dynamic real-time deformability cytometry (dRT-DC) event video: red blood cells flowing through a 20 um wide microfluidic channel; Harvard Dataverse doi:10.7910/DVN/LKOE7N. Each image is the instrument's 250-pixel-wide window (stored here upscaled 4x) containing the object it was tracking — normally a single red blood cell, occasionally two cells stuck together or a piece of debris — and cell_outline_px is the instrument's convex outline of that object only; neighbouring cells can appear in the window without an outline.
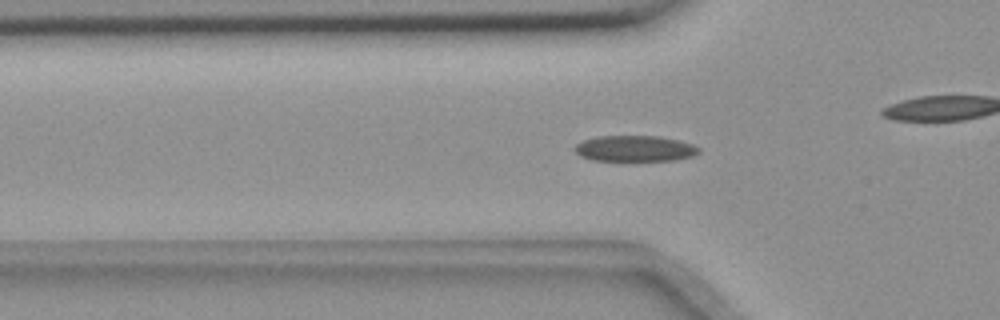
{"species": "common noctule bat (a hibernating species)", "species_latin": "Nyctalus noctula", "temperature_condition": "room temperature", "stored_images_in_passage": 55, "camera_frame_rate_fps": 3000, "um_per_image_px": 0.085, "animal": {"sex": "female", "body_mass_g": 18.4}, "frame": {"image": 1, "passage_image": 17, "time_ms": 5.333, "image_size_px": [1000, 320], "cell_outline_px": [[700, 152], [692, 156], [676, 160], [592, 160], [580, 156], [572, 148], [576, 144], [584, 140], [600, 136], [660, 136], [680, 140], [692, 144], [700, 148]], "centroid_in_image_um": [53.97, 12.62], "position_along_channel_um": 71.8, "area_um2": 18.73}}
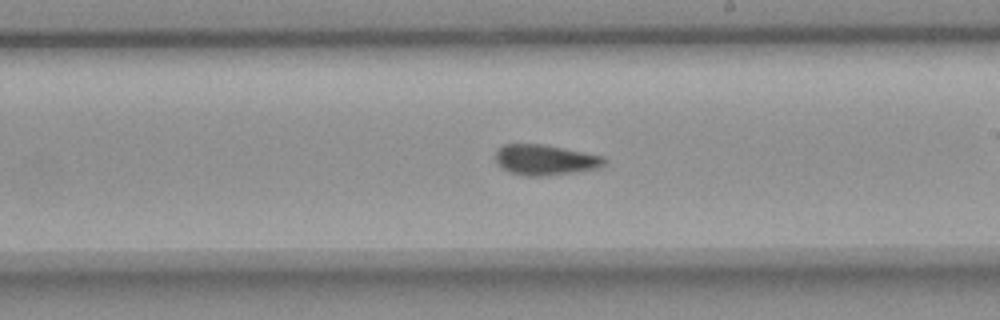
{"frame": {"image": 2, "passage_image": 31, "time_ms": 10.0, "image_size_px": [1000, 320], "cell_outline_px": [[608, 160], [604, 164], [596, 168], [572, 172], [544, 176], [524, 176], [508, 172], [500, 168], [496, 164], [496, 148], [504, 144], [544, 144], [604, 156]], "centroid_in_image_um": [46.28, 13.58], "position_along_channel_um": 242.7, "area_um2": 19.48}}
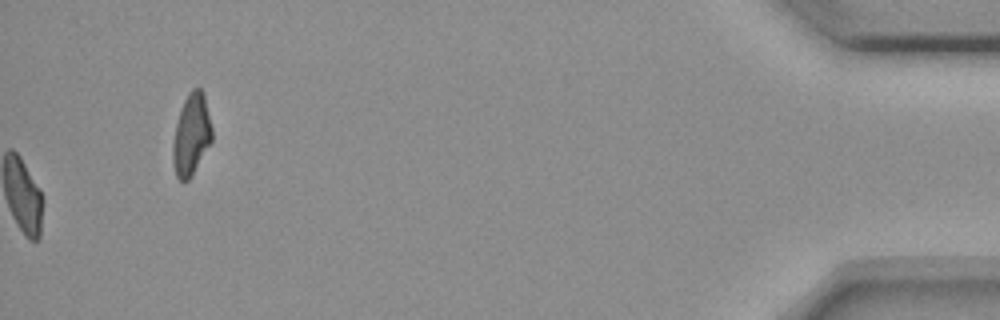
{"frame": {"image": 3, "passage_image": 55, "time_ms": 18.0, "image_size_px": [1000, 320], "cell_outline_px": [[212, 140], [188, 180], [180, 180], [176, 176], [172, 160], [172, 144], [176, 124], [180, 108], [188, 92], [192, 88], [200, 88], [204, 92], [212, 128]], "centroid_in_image_um": [16.25, 11.39], "position_along_channel_um": 418.9, "area_um2": 18.5}, "authors_computed_cell_mechanics": {"area_um2": 19.1896, "velocity_mm_per_s": 3.6657, "shape_relaxation_time_tau1_ms": null, "shape_relaxation_time_tau2_ms": 3.3174, "deformation_change_tau1": null, "deformation_change_tau2": 0.0814}}